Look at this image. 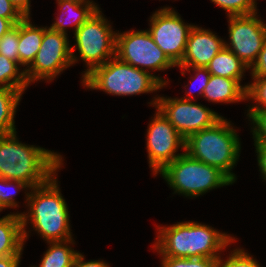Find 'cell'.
I'll return each instance as SVG.
<instances>
[{"mask_svg": "<svg viewBox=\"0 0 266 267\" xmlns=\"http://www.w3.org/2000/svg\"><path fill=\"white\" fill-rule=\"evenodd\" d=\"M254 82L248 84L246 99L256 102L249 110H265L266 109V76L252 77ZM258 103V105H257Z\"/></svg>", "mask_w": 266, "mask_h": 267, "instance_id": "26", "label": "cell"}, {"mask_svg": "<svg viewBox=\"0 0 266 267\" xmlns=\"http://www.w3.org/2000/svg\"><path fill=\"white\" fill-rule=\"evenodd\" d=\"M57 3L60 7L59 9L61 10L60 15L63 14V16H57L56 21L49 28L65 34H67L66 28L68 25L74 26L75 28L73 29L75 32L99 8L98 5H95L96 3L93 2L79 3L76 1L62 0L57 1ZM64 14L66 17L69 15V17H73L69 20L64 16Z\"/></svg>", "mask_w": 266, "mask_h": 267, "instance_id": "17", "label": "cell"}, {"mask_svg": "<svg viewBox=\"0 0 266 267\" xmlns=\"http://www.w3.org/2000/svg\"><path fill=\"white\" fill-rule=\"evenodd\" d=\"M224 40L211 30L193 26L190 30L185 54L178 67H207L214 56L224 47Z\"/></svg>", "mask_w": 266, "mask_h": 267, "instance_id": "14", "label": "cell"}, {"mask_svg": "<svg viewBox=\"0 0 266 267\" xmlns=\"http://www.w3.org/2000/svg\"><path fill=\"white\" fill-rule=\"evenodd\" d=\"M252 77L266 76V39L263 43L262 49L257 57V60L251 67Z\"/></svg>", "mask_w": 266, "mask_h": 267, "instance_id": "32", "label": "cell"}, {"mask_svg": "<svg viewBox=\"0 0 266 267\" xmlns=\"http://www.w3.org/2000/svg\"><path fill=\"white\" fill-rule=\"evenodd\" d=\"M115 56L122 62L140 70L146 69L147 72L149 69L163 71L176 66L157 46L148 30L117 33Z\"/></svg>", "mask_w": 266, "mask_h": 267, "instance_id": "9", "label": "cell"}, {"mask_svg": "<svg viewBox=\"0 0 266 267\" xmlns=\"http://www.w3.org/2000/svg\"><path fill=\"white\" fill-rule=\"evenodd\" d=\"M30 190V193L25 194L29 211L20 214L24 242L29 236L25 230L28 220L47 242L73 239L67 203L60 192L55 174L44 184Z\"/></svg>", "mask_w": 266, "mask_h": 267, "instance_id": "3", "label": "cell"}, {"mask_svg": "<svg viewBox=\"0 0 266 267\" xmlns=\"http://www.w3.org/2000/svg\"><path fill=\"white\" fill-rule=\"evenodd\" d=\"M228 18L230 44L224 42V47L237 55L250 69L266 39V24L258 19L257 13Z\"/></svg>", "mask_w": 266, "mask_h": 267, "instance_id": "13", "label": "cell"}, {"mask_svg": "<svg viewBox=\"0 0 266 267\" xmlns=\"http://www.w3.org/2000/svg\"><path fill=\"white\" fill-rule=\"evenodd\" d=\"M159 174L175 190L186 197H197L209 190L234 182L219 168L193 159L186 152L169 163Z\"/></svg>", "mask_w": 266, "mask_h": 267, "instance_id": "6", "label": "cell"}, {"mask_svg": "<svg viewBox=\"0 0 266 267\" xmlns=\"http://www.w3.org/2000/svg\"><path fill=\"white\" fill-rule=\"evenodd\" d=\"M21 255H11L0 258V267H19Z\"/></svg>", "mask_w": 266, "mask_h": 267, "instance_id": "36", "label": "cell"}, {"mask_svg": "<svg viewBox=\"0 0 266 267\" xmlns=\"http://www.w3.org/2000/svg\"><path fill=\"white\" fill-rule=\"evenodd\" d=\"M62 161V156L56 152L19 142L16 132L0 136L2 178L19 180L33 188L57 174Z\"/></svg>", "mask_w": 266, "mask_h": 267, "instance_id": "2", "label": "cell"}, {"mask_svg": "<svg viewBox=\"0 0 266 267\" xmlns=\"http://www.w3.org/2000/svg\"><path fill=\"white\" fill-rule=\"evenodd\" d=\"M30 17H25L19 22V65L28 68L34 61L40 48L44 27L31 24Z\"/></svg>", "mask_w": 266, "mask_h": 267, "instance_id": "18", "label": "cell"}, {"mask_svg": "<svg viewBox=\"0 0 266 267\" xmlns=\"http://www.w3.org/2000/svg\"><path fill=\"white\" fill-rule=\"evenodd\" d=\"M0 17L9 19L14 25L24 18L10 0H0Z\"/></svg>", "mask_w": 266, "mask_h": 267, "instance_id": "31", "label": "cell"}, {"mask_svg": "<svg viewBox=\"0 0 266 267\" xmlns=\"http://www.w3.org/2000/svg\"><path fill=\"white\" fill-rule=\"evenodd\" d=\"M259 171L262 178L266 180V143H255Z\"/></svg>", "mask_w": 266, "mask_h": 267, "instance_id": "33", "label": "cell"}, {"mask_svg": "<svg viewBox=\"0 0 266 267\" xmlns=\"http://www.w3.org/2000/svg\"><path fill=\"white\" fill-rule=\"evenodd\" d=\"M19 64L0 54V87L20 90L24 93L29 83L25 70L20 72Z\"/></svg>", "mask_w": 266, "mask_h": 267, "instance_id": "22", "label": "cell"}, {"mask_svg": "<svg viewBox=\"0 0 266 267\" xmlns=\"http://www.w3.org/2000/svg\"><path fill=\"white\" fill-rule=\"evenodd\" d=\"M167 82L146 70L122 62L116 56L95 67L82 79L85 87L116 96L152 93L162 89Z\"/></svg>", "mask_w": 266, "mask_h": 267, "instance_id": "5", "label": "cell"}, {"mask_svg": "<svg viewBox=\"0 0 266 267\" xmlns=\"http://www.w3.org/2000/svg\"><path fill=\"white\" fill-rule=\"evenodd\" d=\"M116 34L99 8L74 32L80 58L87 65L82 78L115 57Z\"/></svg>", "mask_w": 266, "mask_h": 267, "instance_id": "7", "label": "cell"}, {"mask_svg": "<svg viewBox=\"0 0 266 267\" xmlns=\"http://www.w3.org/2000/svg\"><path fill=\"white\" fill-rule=\"evenodd\" d=\"M23 92L0 87V136L16 132L14 117Z\"/></svg>", "mask_w": 266, "mask_h": 267, "instance_id": "20", "label": "cell"}, {"mask_svg": "<svg viewBox=\"0 0 266 267\" xmlns=\"http://www.w3.org/2000/svg\"><path fill=\"white\" fill-rule=\"evenodd\" d=\"M157 227L153 248L161 257L219 259L220 252L235 242V237L193 221Z\"/></svg>", "mask_w": 266, "mask_h": 267, "instance_id": "1", "label": "cell"}, {"mask_svg": "<svg viewBox=\"0 0 266 267\" xmlns=\"http://www.w3.org/2000/svg\"><path fill=\"white\" fill-rule=\"evenodd\" d=\"M49 249L44 253L39 267H73L79 252L69 247L73 239L65 241H48ZM35 267V266H32Z\"/></svg>", "mask_w": 266, "mask_h": 267, "instance_id": "21", "label": "cell"}, {"mask_svg": "<svg viewBox=\"0 0 266 267\" xmlns=\"http://www.w3.org/2000/svg\"><path fill=\"white\" fill-rule=\"evenodd\" d=\"M67 35L44 27L42 42L36 57L25 69L29 85L42 79L51 82L64 69L78 61L77 56L73 53L75 48L72 45L70 47Z\"/></svg>", "mask_w": 266, "mask_h": 267, "instance_id": "8", "label": "cell"}, {"mask_svg": "<svg viewBox=\"0 0 266 267\" xmlns=\"http://www.w3.org/2000/svg\"><path fill=\"white\" fill-rule=\"evenodd\" d=\"M56 1H62V0H56ZM68 1H76V2H79V3L93 2V1H91V0H68Z\"/></svg>", "mask_w": 266, "mask_h": 267, "instance_id": "38", "label": "cell"}, {"mask_svg": "<svg viewBox=\"0 0 266 267\" xmlns=\"http://www.w3.org/2000/svg\"><path fill=\"white\" fill-rule=\"evenodd\" d=\"M11 187H13L14 189L16 188L15 193H17V191H20L23 188L31 189V187L28 184L22 181L9 180V179L0 177V212L5 208H8V207L13 208V207L18 206V203L15 201V198H14L15 196L14 190H13V193L9 191Z\"/></svg>", "mask_w": 266, "mask_h": 267, "instance_id": "24", "label": "cell"}, {"mask_svg": "<svg viewBox=\"0 0 266 267\" xmlns=\"http://www.w3.org/2000/svg\"><path fill=\"white\" fill-rule=\"evenodd\" d=\"M24 240L20 213L0 218V258L21 255Z\"/></svg>", "mask_w": 266, "mask_h": 267, "instance_id": "16", "label": "cell"}, {"mask_svg": "<svg viewBox=\"0 0 266 267\" xmlns=\"http://www.w3.org/2000/svg\"><path fill=\"white\" fill-rule=\"evenodd\" d=\"M156 115L147 129V151L149 167L154 176L160 173L183 153L177 154L179 148L185 150V139L157 108Z\"/></svg>", "mask_w": 266, "mask_h": 267, "instance_id": "12", "label": "cell"}, {"mask_svg": "<svg viewBox=\"0 0 266 267\" xmlns=\"http://www.w3.org/2000/svg\"><path fill=\"white\" fill-rule=\"evenodd\" d=\"M156 106L186 140L190 135L212 127L222 116L193 100L155 97L150 105Z\"/></svg>", "mask_w": 266, "mask_h": 267, "instance_id": "10", "label": "cell"}, {"mask_svg": "<svg viewBox=\"0 0 266 267\" xmlns=\"http://www.w3.org/2000/svg\"><path fill=\"white\" fill-rule=\"evenodd\" d=\"M10 2L24 18L30 17V0H10Z\"/></svg>", "mask_w": 266, "mask_h": 267, "instance_id": "35", "label": "cell"}, {"mask_svg": "<svg viewBox=\"0 0 266 267\" xmlns=\"http://www.w3.org/2000/svg\"><path fill=\"white\" fill-rule=\"evenodd\" d=\"M248 85H241L236 79H228L217 75H211L210 80L203 91V97L211 102L236 103L247 100Z\"/></svg>", "mask_w": 266, "mask_h": 267, "instance_id": "15", "label": "cell"}, {"mask_svg": "<svg viewBox=\"0 0 266 267\" xmlns=\"http://www.w3.org/2000/svg\"><path fill=\"white\" fill-rule=\"evenodd\" d=\"M161 267H218V259L215 258H161Z\"/></svg>", "mask_w": 266, "mask_h": 267, "instance_id": "27", "label": "cell"}, {"mask_svg": "<svg viewBox=\"0 0 266 267\" xmlns=\"http://www.w3.org/2000/svg\"><path fill=\"white\" fill-rule=\"evenodd\" d=\"M228 12L230 16H243L257 13L256 0H211Z\"/></svg>", "mask_w": 266, "mask_h": 267, "instance_id": "23", "label": "cell"}, {"mask_svg": "<svg viewBox=\"0 0 266 267\" xmlns=\"http://www.w3.org/2000/svg\"><path fill=\"white\" fill-rule=\"evenodd\" d=\"M19 23L5 33L0 39V54L19 64Z\"/></svg>", "mask_w": 266, "mask_h": 267, "instance_id": "25", "label": "cell"}, {"mask_svg": "<svg viewBox=\"0 0 266 267\" xmlns=\"http://www.w3.org/2000/svg\"><path fill=\"white\" fill-rule=\"evenodd\" d=\"M181 69H184L185 71H189L191 68V70L195 71V77H192V80L190 79V82L191 81H196V80H199L200 77L202 78L201 83H200V86H199V91H198V94L197 95H201V97L203 96V91L204 89L206 88L209 80H210V77H211V74L210 72L208 71V69L206 67H179ZM193 85V83L191 82V86ZM190 92H187L186 91V95L187 97H181L182 99L184 100H191L193 97L192 93H191V90H189Z\"/></svg>", "mask_w": 266, "mask_h": 267, "instance_id": "30", "label": "cell"}, {"mask_svg": "<svg viewBox=\"0 0 266 267\" xmlns=\"http://www.w3.org/2000/svg\"><path fill=\"white\" fill-rule=\"evenodd\" d=\"M14 26L15 25L9 19L0 17V39Z\"/></svg>", "mask_w": 266, "mask_h": 267, "instance_id": "37", "label": "cell"}, {"mask_svg": "<svg viewBox=\"0 0 266 267\" xmlns=\"http://www.w3.org/2000/svg\"><path fill=\"white\" fill-rule=\"evenodd\" d=\"M211 75L236 79L241 84L245 70L249 69L233 52L223 47L206 67Z\"/></svg>", "mask_w": 266, "mask_h": 267, "instance_id": "19", "label": "cell"}, {"mask_svg": "<svg viewBox=\"0 0 266 267\" xmlns=\"http://www.w3.org/2000/svg\"><path fill=\"white\" fill-rule=\"evenodd\" d=\"M73 267H109L103 260L86 261L84 262V255L79 253L75 259Z\"/></svg>", "mask_w": 266, "mask_h": 267, "instance_id": "34", "label": "cell"}, {"mask_svg": "<svg viewBox=\"0 0 266 267\" xmlns=\"http://www.w3.org/2000/svg\"><path fill=\"white\" fill-rule=\"evenodd\" d=\"M247 116L253 124L251 131L253 132L254 143H266V109L248 110Z\"/></svg>", "mask_w": 266, "mask_h": 267, "instance_id": "29", "label": "cell"}, {"mask_svg": "<svg viewBox=\"0 0 266 267\" xmlns=\"http://www.w3.org/2000/svg\"><path fill=\"white\" fill-rule=\"evenodd\" d=\"M194 25L183 22L178 13L170 7L155 11L150 17V33L157 46L176 65L185 54L187 39Z\"/></svg>", "mask_w": 266, "mask_h": 267, "instance_id": "11", "label": "cell"}, {"mask_svg": "<svg viewBox=\"0 0 266 267\" xmlns=\"http://www.w3.org/2000/svg\"><path fill=\"white\" fill-rule=\"evenodd\" d=\"M218 267H260L259 263L244 249H234L226 261L218 259Z\"/></svg>", "mask_w": 266, "mask_h": 267, "instance_id": "28", "label": "cell"}, {"mask_svg": "<svg viewBox=\"0 0 266 267\" xmlns=\"http://www.w3.org/2000/svg\"><path fill=\"white\" fill-rule=\"evenodd\" d=\"M232 124L222 117L212 127L190 135L185 140V152L193 159L219 168L233 182L236 175L232 169L237 163L241 143Z\"/></svg>", "mask_w": 266, "mask_h": 267, "instance_id": "4", "label": "cell"}]
</instances>
